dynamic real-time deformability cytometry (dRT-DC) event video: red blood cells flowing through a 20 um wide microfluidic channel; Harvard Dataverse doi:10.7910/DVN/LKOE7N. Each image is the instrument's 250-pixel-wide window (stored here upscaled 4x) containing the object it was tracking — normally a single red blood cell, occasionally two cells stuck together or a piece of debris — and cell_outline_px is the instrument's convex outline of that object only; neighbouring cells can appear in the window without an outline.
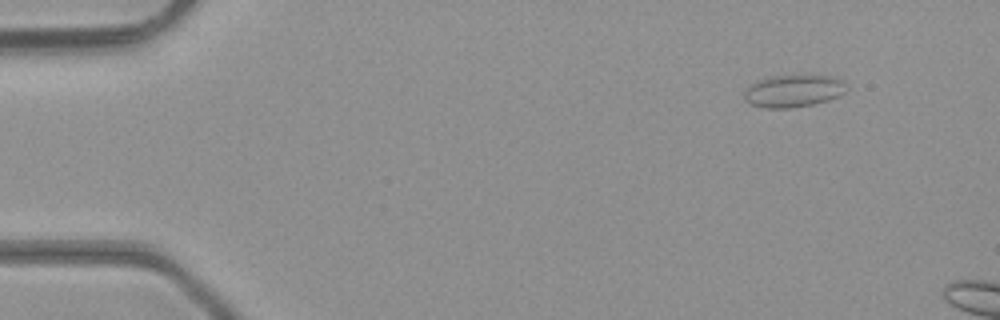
{"species": "common noctule bat (a hibernating species)", "species_latin": "Nyctalus noctula", "temperature_condition": "room temperature", "stored_images_in_passage": 3, "camera_frame_rate_fps": 3000, "um_per_image_px": 0.085, "animal": {"sex": "male", "body_mass_g": 23.1, "forearm_length_mm": 52.7}, "frame": {"image": 1, "passage_image": 2, "time_ms": 0.333, "image_size_px": [1000, 320], "cell_outline_px": [[848, 88], [840, 96], [828, 100], [812, 104], [792, 108], [764, 108], [752, 104], [744, 100], [744, 92], [748, 84], [756, 80], [768, 76], [836, 76]], "centroid_in_image_um": [67.4, 7.73], "position_along_channel_um": 17.6, "area_um2": 19.36}}